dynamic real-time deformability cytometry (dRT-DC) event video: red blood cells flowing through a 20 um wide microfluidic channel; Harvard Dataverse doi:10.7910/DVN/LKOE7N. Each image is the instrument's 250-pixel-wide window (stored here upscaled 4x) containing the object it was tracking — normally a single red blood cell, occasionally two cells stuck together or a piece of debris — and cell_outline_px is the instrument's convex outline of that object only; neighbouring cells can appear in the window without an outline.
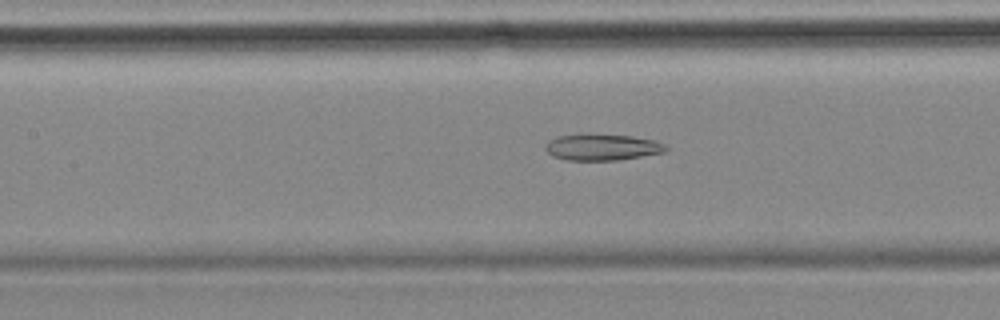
{"species": "common noctule bat (a hibernating species)", "species_latin": "Nyctalus noctula", "temperature_condition": "cold", "stored_images_in_passage": 40, "camera_frame_rate_fps": 3000, "um_per_image_px": 0.085, "animal": {"sex": "female", "body_mass_g": 18.4}, "frame": {"image": 1, "passage_image": 8, "time_ms": 2.333, "image_size_px": [1000, 320], "cell_outline_px": [[668, 148], [664, 152], [620, 160], [568, 160], [552, 156], [544, 148], [544, 144], [548, 140], [560, 136], [584, 132], [632, 136], [656, 140], [668, 144]], "centroid_in_image_um": [51.19, 12.48], "position_along_channel_um": 156.2, "area_um2": 19.07}}
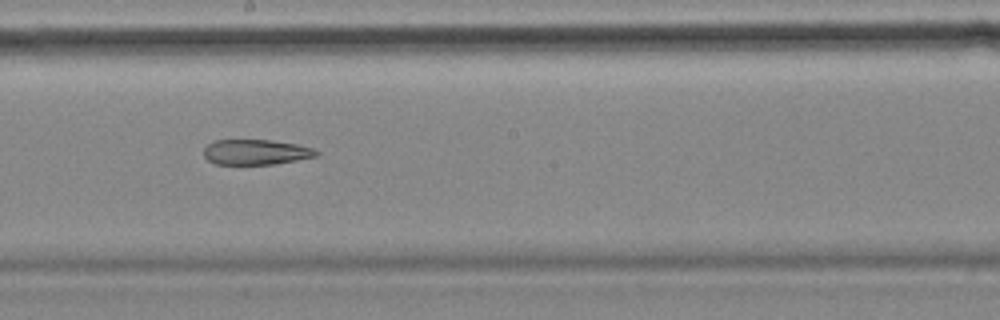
{"frame": {"image": 2, "passage_image": 14, "time_ms": 4.333, "image_size_px": [1000, 320], "cell_outline_px": [[320, 152], [316, 156], [276, 164], [216, 164], [208, 160], [204, 156], [204, 148], [208, 144], [216, 140], [272, 140], [296, 144], [312, 148]], "centroid_in_image_um": [21.74, 12.93], "position_along_channel_um": 226.5, "area_um2": 16.47}}
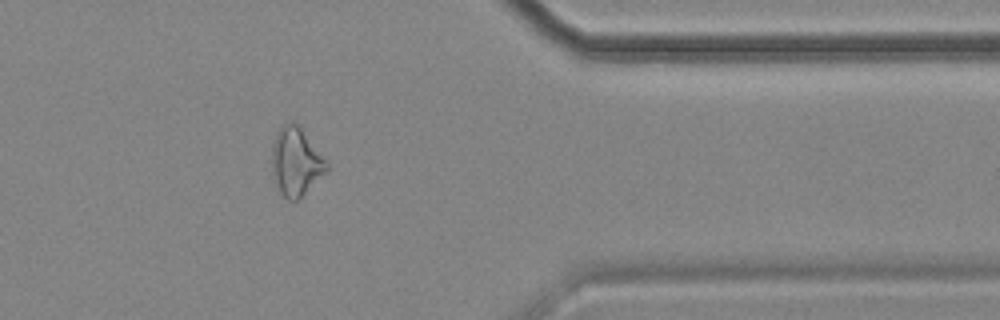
{"frame": {"image": 3, "passage_image": 29, "time_ms": 9.333, "image_size_px": [1000, 320], "cell_outline_px": [[328, 168], [296, 200], [288, 200], [280, 192], [276, 184], [272, 168], [272, 144], [276, 132], [288, 120], [292, 120], [300, 128], [328, 164]], "centroid_in_image_um": [25.09, 13.71], "position_along_channel_um": 386.3, "area_um2": 20.87}}